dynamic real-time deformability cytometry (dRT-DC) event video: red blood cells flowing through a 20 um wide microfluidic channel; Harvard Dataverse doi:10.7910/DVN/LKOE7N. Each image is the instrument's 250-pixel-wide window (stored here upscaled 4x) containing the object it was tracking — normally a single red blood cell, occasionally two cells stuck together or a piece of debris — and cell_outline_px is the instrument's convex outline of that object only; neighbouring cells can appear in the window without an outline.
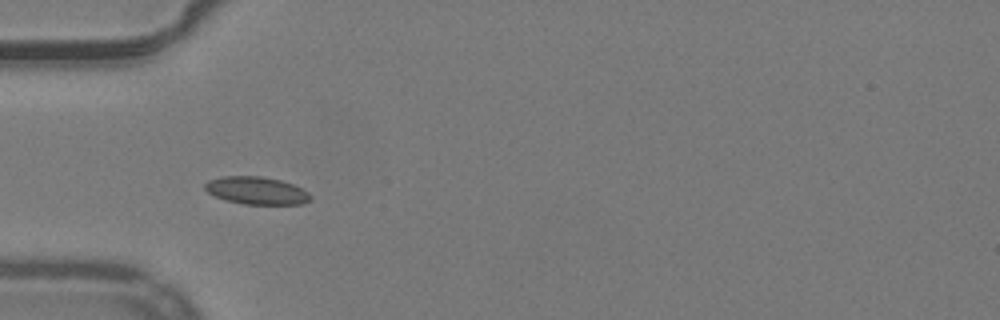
{"species": "common noctule bat (a hibernating species)", "species_latin": "Nyctalus noctula", "temperature_condition": "warm", "stored_images_in_passage": 34, "camera_frame_rate_fps": 3000, "um_per_image_px": 0.085, "animal": {"sex": "male", "body_mass_g": 19.2, "forearm_length_mm": 51.8}, "frame": {"image": 1, "passage_image": 3, "time_ms": 0.667, "image_size_px": [1000, 320], "cell_outline_px": [[312, 200], [304, 204], [244, 204], [224, 200], [208, 192], [204, 188], [204, 184], [208, 180], [220, 176], [264, 176], [280, 180], [292, 184], [308, 192], [312, 196]], "centroid_in_image_um": [21.8, 16.2], "position_along_channel_um": 63.2, "area_um2": 17.11}}
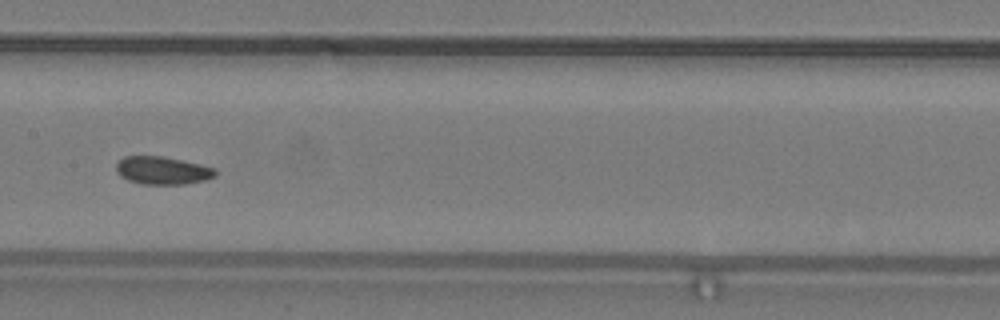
{"frame": {"image": 2, "passage_image": 13, "time_ms": 4.0, "image_size_px": [1000, 320], "cell_outline_px": [[216, 176], [204, 180], [184, 184], [140, 184], [128, 180], [120, 176], [116, 172], [116, 164], [124, 156], [164, 156], [200, 164], [216, 168]], "centroid_in_image_um": [13.8, 14.49], "position_along_channel_um": 193.6, "area_um2": 16.18}}
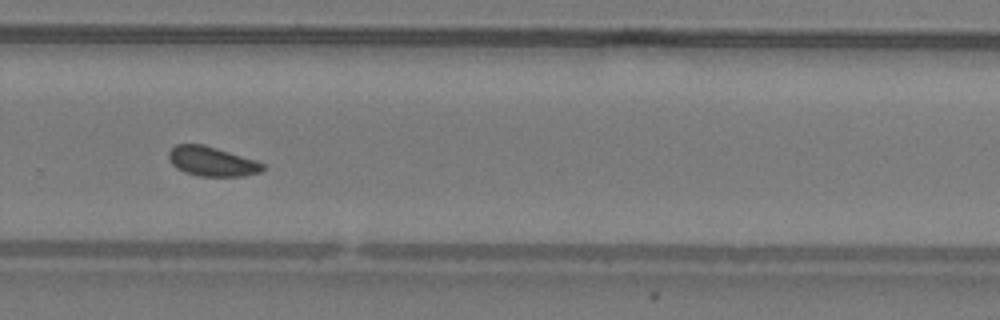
{"frame": {"image": 3, "passage_image": 22, "time_ms": 7.0, "image_size_px": [1000, 320], "cell_outline_px": [[268, 168], [260, 172], [244, 176], [200, 176], [184, 172], [176, 168], [172, 164], [168, 156], [168, 152], [176, 144], [204, 144], [256, 160], [264, 164]], "centroid_in_image_um": [18.03, 13.72], "position_along_channel_um": 311.8, "area_um2": 16.3}, "authors_computed_cell_mechanics": {"area_um2": 16.473, "velocity_mm_per_s": 3.9512, "shape_relaxation_time_tau1_ms": 5.9048, "shape_relaxation_time_tau2_ms": 2.6942, "deformation_change_tau1": 0.1095, "deformation_change_tau2": 0.084}}